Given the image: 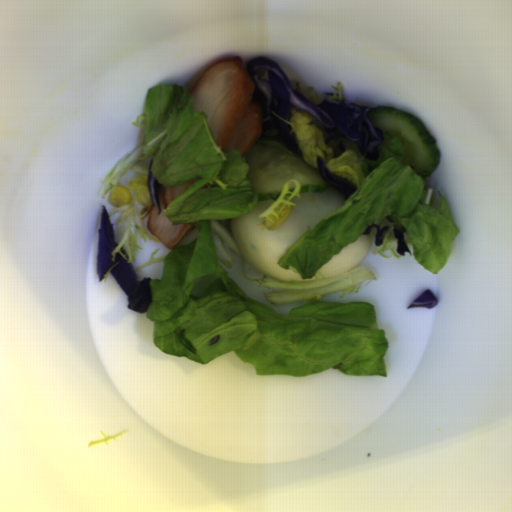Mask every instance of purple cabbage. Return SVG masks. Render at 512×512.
<instances>
[{"mask_svg": "<svg viewBox=\"0 0 512 512\" xmlns=\"http://www.w3.org/2000/svg\"><path fill=\"white\" fill-rule=\"evenodd\" d=\"M246 70L254 85L251 102H259L262 109L264 137H281L286 150L303 157L290 133L291 125L273 114L290 122L291 106H295L299 108L296 112L306 111L313 116L307 126L315 125L327 134L325 145L332 147L335 159L347 150L343 142V138H347L355 143L364 159L378 160V147L384 134L366 117L368 106L333 100V93H324L323 101L314 105L293 89L286 72L277 62L264 56L251 59Z\"/></svg>", "mask_w": 512, "mask_h": 512, "instance_id": "1", "label": "purple cabbage"}, {"mask_svg": "<svg viewBox=\"0 0 512 512\" xmlns=\"http://www.w3.org/2000/svg\"><path fill=\"white\" fill-rule=\"evenodd\" d=\"M98 232V250H97V264H96V277L101 283L104 278V273L115 263L116 266L112 269V274L126 294L129 310H134L139 313H147L151 300L150 280L152 276H145L138 280L135 267L127 262L121 253L115 254V261H112V251L118 245L115 238V228L109 216V213L102 204L100 212V226Z\"/></svg>", "mask_w": 512, "mask_h": 512, "instance_id": "2", "label": "purple cabbage"}, {"mask_svg": "<svg viewBox=\"0 0 512 512\" xmlns=\"http://www.w3.org/2000/svg\"><path fill=\"white\" fill-rule=\"evenodd\" d=\"M316 162L319 174L324 182L330 187L336 188L343 194V200H347L358 188L354 182L338 175L331 174L324 160L316 155Z\"/></svg>", "mask_w": 512, "mask_h": 512, "instance_id": "3", "label": "purple cabbage"}, {"mask_svg": "<svg viewBox=\"0 0 512 512\" xmlns=\"http://www.w3.org/2000/svg\"><path fill=\"white\" fill-rule=\"evenodd\" d=\"M152 163H153V158L151 160H149V163H148L147 188H148L150 200H151L156 212L160 215L162 212L161 206H160V200H159L160 183L158 182V180L156 179V177L154 176V174L151 170Z\"/></svg>", "mask_w": 512, "mask_h": 512, "instance_id": "4", "label": "purple cabbage"}, {"mask_svg": "<svg viewBox=\"0 0 512 512\" xmlns=\"http://www.w3.org/2000/svg\"><path fill=\"white\" fill-rule=\"evenodd\" d=\"M386 218L394 226V236L397 239V242H396V253H398V254H400L402 256H405V253L408 252L410 257H411L413 253L409 250V248H408V246H407V244H406V242L404 240V232H407L406 227H404L403 225L401 227H397L395 222H394L393 217H391V216H388Z\"/></svg>", "mask_w": 512, "mask_h": 512, "instance_id": "5", "label": "purple cabbage"}, {"mask_svg": "<svg viewBox=\"0 0 512 512\" xmlns=\"http://www.w3.org/2000/svg\"><path fill=\"white\" fill-rule=\"evenodd\" d=\"M437 304L438 301L436 296L433 294L432 291L426 289L416 299L412 300L407 308L409 309L413 307H428L430 310L434 309Z\"/></svg>", "mask_w": 512, "mask_h": 512, "instance_id": "6", "label": "purple cabbage"}, {"mask_svg": "<svg viewBox=\"0 0 512 512\" xmlns=\"http://www.w3.org/2000/svg\"><path fill=\"white\" fill-rule=\"evenodd\" d=\"M372 228H375V245H381V244H384V238H385V234L386 232H388V230L391 228L389 226H384L382 229L379 225L377 224H370L364 234H367L369 235L370 231L372 230Z\"/></svg>", "mask_w": 512, "mask_h": 512, "instance_id": "7", "label": "purple cabbage"}]
</instances>
